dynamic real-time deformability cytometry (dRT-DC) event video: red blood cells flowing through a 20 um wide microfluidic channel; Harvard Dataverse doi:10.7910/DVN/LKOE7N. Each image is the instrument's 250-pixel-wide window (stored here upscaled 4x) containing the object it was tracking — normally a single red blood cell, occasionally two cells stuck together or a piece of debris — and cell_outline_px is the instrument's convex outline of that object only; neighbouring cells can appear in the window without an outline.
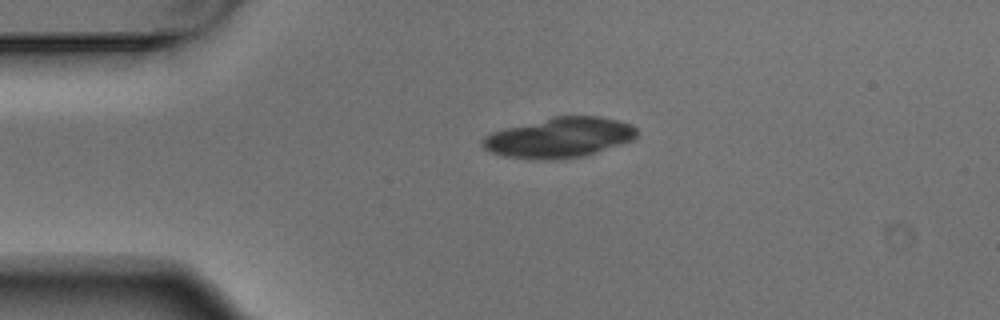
{"species": "Egyptian fruit bat (a non-hibernating species)", "species_latin": "Rousettus aegyptiacus", "temperature_condition": "warm", "stored_images_in_passage": 1, "camera_frame_rate_fps": 3000, "um_per_image_px": 0.085, "animal": {"sex": "male"}, "frame": {"image": 1, "passage_image": 1, "time_ms": 0.0, "image_size_px": [1000, 320], "cell_outline_px": [[636, 136], [632, 140], [584, 156], [556, 160], [544, 160], [504, 156], [492, 152], [484, 148], [480, 144], [480, 140], [484, 136], [492, 132], [556, 116], [600, 116], [632, 124], [636, 128]], "centroid_in_image_um": [47.54, 11.7], "position_along_channel_um": 37.5, "area_um2": 35.72}}